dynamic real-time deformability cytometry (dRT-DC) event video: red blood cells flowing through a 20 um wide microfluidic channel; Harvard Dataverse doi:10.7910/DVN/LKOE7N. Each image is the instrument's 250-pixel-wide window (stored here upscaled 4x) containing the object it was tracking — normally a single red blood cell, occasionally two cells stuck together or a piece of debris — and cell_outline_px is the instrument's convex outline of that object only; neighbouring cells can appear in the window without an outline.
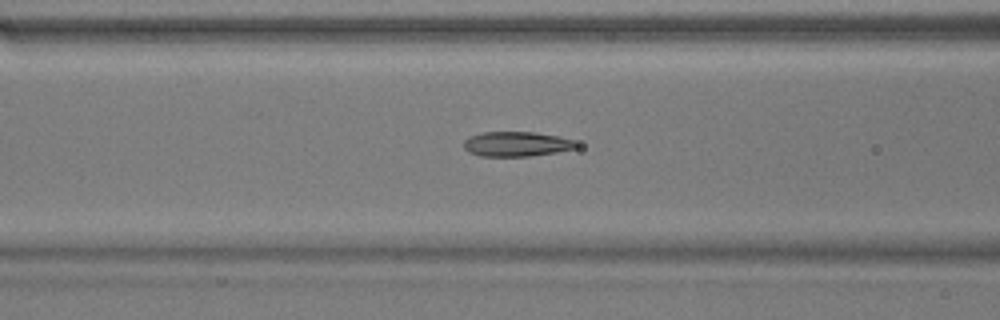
{"species": "common noctule bat (a hibernating species)", "species_latin": "Nyctalus noctula", "temperature_condition": "warm", "stored_images_in_passage": 38, "camera_frame_rate_fps": 3000, "um_per_image_px": 0.085, "animal": {"sex": "male", "body_mass_g": 17.9}, "frame": {"image": 1, "passage_image": 8, "time_ms": 2.333, "image_size_px": [1000, 320], "cell_outline_px": [[580, 148], [556, 152], [528, 156], [480, 156], [468, 152], [464, 148], [464, 140], [468, 136], [484, 132], [536, 132], [560, 136], [576, 140], [580, 144]], "centroid_in_image_um": [43.97, 12.23], "position_along_channel_um": 122.6, "area_um2": 16.59}}
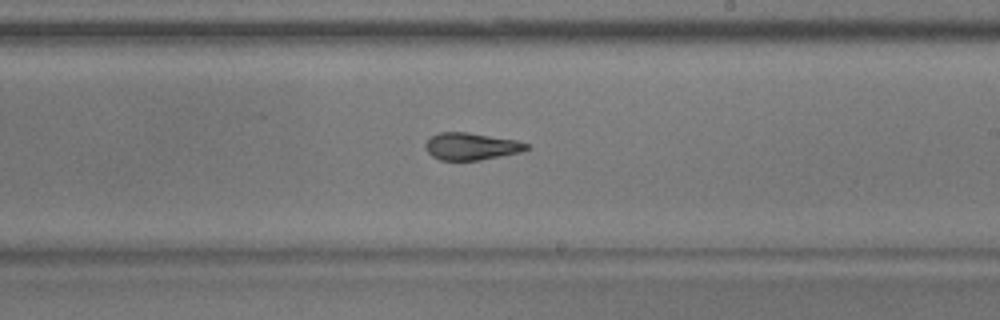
{"frame": {"image": 2, "passage_image": 18, "time_ms": 5.667, "image_size_px": [1000, 320], "cell_outline_px": [[532, 148], [524, 152], [480, 160], [440, 160], [432, 156], [424, 148], [424, 144], [432, 136], [440, 132], [468, 132], [516, 140], [528, 144]], "centroid_in_image_um": [40.09, 12.45], "position_along_channel_um": 248.9, "area_um2": 16.18}}
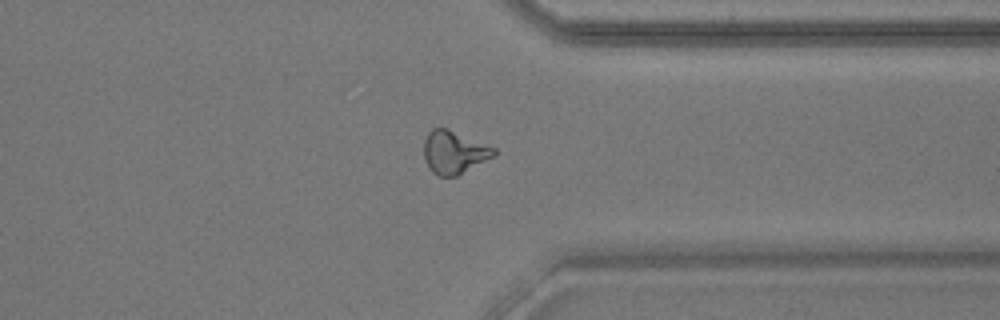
{"frame": {"image": 3, "passage_image": 28, "time_ms": 9.0, "image_size_px": [1000, 320], "cell_outline_px": [[496, 156], [456, 176], [440, 176], [432, 172], [424, 156], [424, 140], [428, 132], [432, 128], [448, 128], [496, 148]], "centroid_in_image_um": [38.62, 12.93], "position_along_channel_um": 372.8, "area_um2": 17.51}}